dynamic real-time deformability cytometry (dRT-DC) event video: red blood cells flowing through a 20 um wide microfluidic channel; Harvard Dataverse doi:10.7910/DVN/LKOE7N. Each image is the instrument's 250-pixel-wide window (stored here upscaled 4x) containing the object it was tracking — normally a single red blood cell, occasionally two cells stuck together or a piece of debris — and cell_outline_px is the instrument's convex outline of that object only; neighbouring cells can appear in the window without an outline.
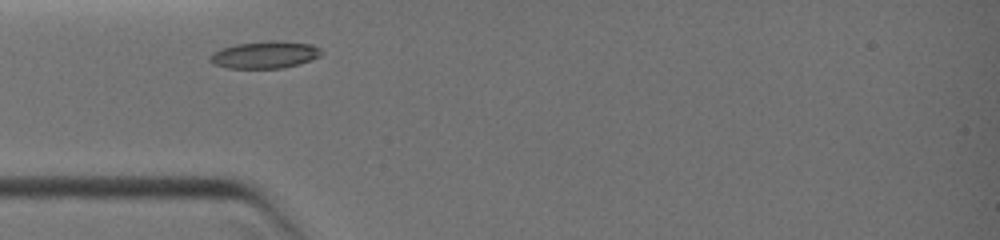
{"species": "common noctule bat (a hibernating species)", "species_latin": "Nyctalus noctula", "temperature_condition": "warm", "stored_images_in_passage": 2, "camera_frame_rate_fps": 3000, "um_per_image_px": 0.085, "animal": {"sex": "female", "body_mass_g": 19.0, "forearm_length_mm": 51.5}, "frame": {"image": 1, "passage_image": 1, "time_ms": 0.0, "image_size_px": [1000, 240], "cell_outline_px": [[324, 52], [320, 56], [300, 64], [284, 68], [228, 68], [216, 64], [208, 60], [208, 56], [212, 52], [220, 48], [236, 44], [268, 40], [276, 40], [312, 44], [320, 48]], "centroid_in_image_um": [22.52, 4.64], "position_along_channel_um": 62.5, "area_um2": 17.86}}
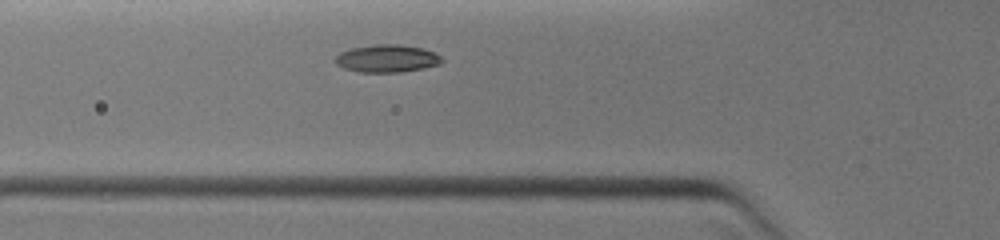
{"frame": {"image": 2, "passage_image": 2, "time_ms": 0.667, "image_size_px": [1000, 240], "cell_outline_px": [[444, 60], [440, 64], [424, 68], [400, 72], [356, 72], [344, 68], [336, 64], [336, 56], [340, 52], [352, 48], [376, 44], [400, 44], [420, 48], [436, 52]], "centroid_in_image_um": [32.91, 4.97], "position_along_channel_um": 92.9, "area_um2": 17.17}}